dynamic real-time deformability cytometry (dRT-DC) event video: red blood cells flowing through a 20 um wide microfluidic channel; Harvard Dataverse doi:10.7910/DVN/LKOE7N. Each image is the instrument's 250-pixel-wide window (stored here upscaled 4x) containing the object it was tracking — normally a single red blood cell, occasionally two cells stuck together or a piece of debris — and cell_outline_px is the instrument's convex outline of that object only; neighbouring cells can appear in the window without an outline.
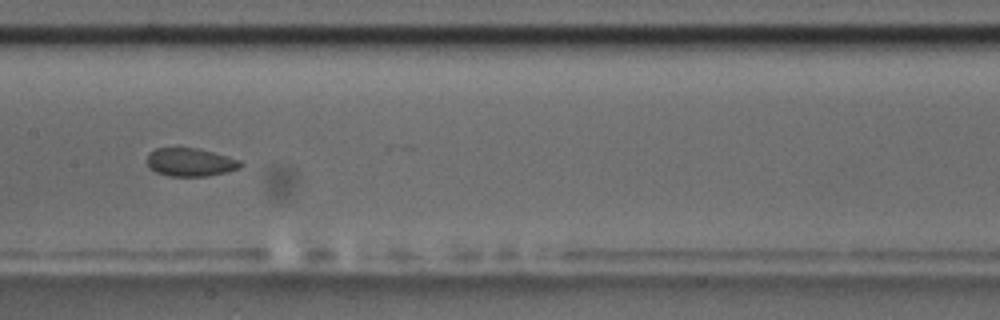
{"species": "common noctule bat (a hibernating species)", "species_latin": "Nyctalus noctula", "temperature_condition": "room temperature", "stored_images_in_passage": 8, "camera_frame_rate_fps": 3000, "um_per_image_px": 0.085, "animal": {"sex": "male", "body_mass_g": 17.5, "forearm_length_mm": 52.3}, "frame": {"image": 1, "passage_image": 7, "time_ms": 2.0, "image_size_px": [1000, 320], "cell_outline_px": [[244, 164], [240, 168], [228, 172], [208, 176], [168, 176], [156, 172], [148, 168], [148, 152], [156, 148], [200, 148], [228, 156], [240, 160]], "centroid_in_image_um": [16.2, 13.79], "position_along_channel_um": 191.2, "area_um2": 15.61}}
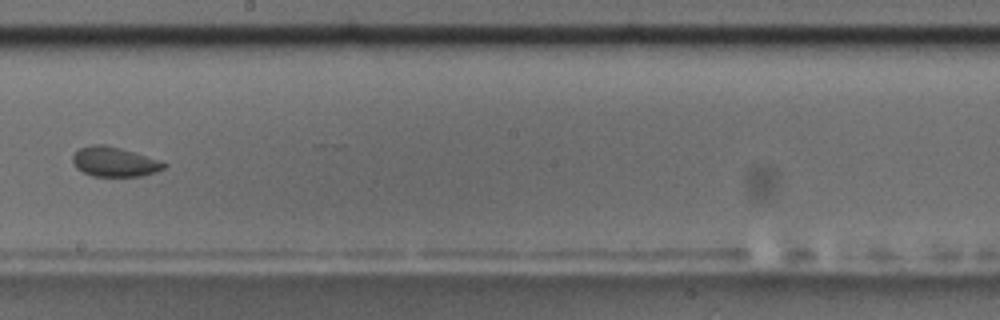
{"frame": {"image": 2, "passage_image": 8, "time_ms": 2.333, "image_size_px": [1000, 320], "cell_outline_px": [[168, 164], [164, 168], [156, 172], [140, 176], [92, 176], [76, 168], [72, 164], [72, 156], [80, 148], [92, 144], [104, 144], [120, 148], [164, 160]], "centroid_in_image_um": [9.76, 13.75], "position_along_channel_um": 238.4, "area_um2": 16.01}}